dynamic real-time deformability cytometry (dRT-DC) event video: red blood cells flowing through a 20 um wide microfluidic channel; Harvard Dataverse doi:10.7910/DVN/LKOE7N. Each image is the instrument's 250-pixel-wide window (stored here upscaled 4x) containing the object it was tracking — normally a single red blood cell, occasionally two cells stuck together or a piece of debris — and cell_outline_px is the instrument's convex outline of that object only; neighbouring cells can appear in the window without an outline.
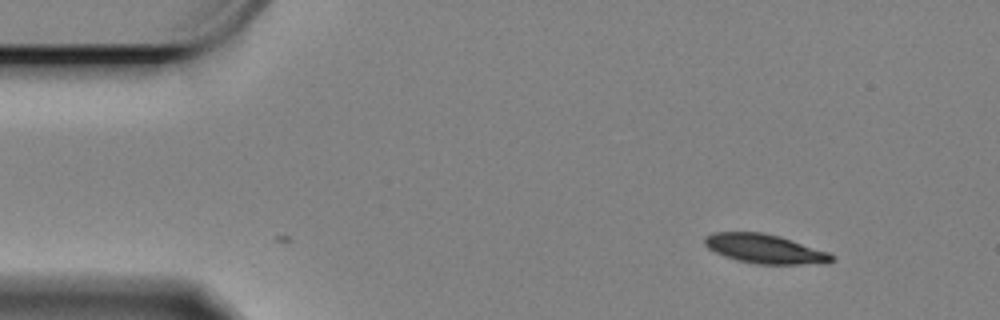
{"species": "Egyptian fruit bat (a non-hibernating species)", "species_latin": "Rousettus aegyptiacus", "temperature_condition": "cold", "stored_images_in_passage": 6, "camera_frame_rate_fps": 3000, "um_per_image_px": 0.085, "animal": {"sex": "female"}, "frame": {"image": 1, "passage_image": 6, "time_ms": 1.667, "image_size_px": [1000, 320], "cell_outline_px": [[832, 260], [828, 264], [756, 264], [736, 260], [724, 256], [708, 248], [704, 244], [704, 236], [712, 232], [760, 232], [780, 236], [828, 252], [832, 256]], "centroid_in_image_um": [64.98, 21.15], "position_along_channel_um": 20.0, "area_um2": 21.62}}